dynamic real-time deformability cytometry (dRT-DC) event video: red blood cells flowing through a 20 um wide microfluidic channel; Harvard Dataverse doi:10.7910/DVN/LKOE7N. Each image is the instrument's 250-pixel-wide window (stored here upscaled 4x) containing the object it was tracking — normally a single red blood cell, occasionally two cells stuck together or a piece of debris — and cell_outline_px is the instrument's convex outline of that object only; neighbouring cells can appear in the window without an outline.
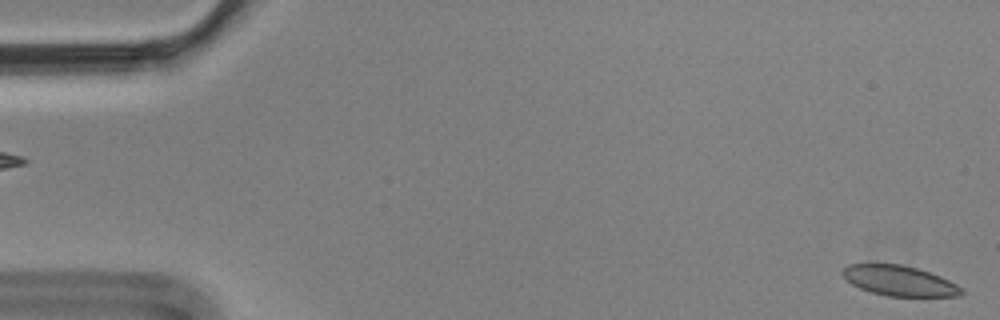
{"species": "Egyptian fruit bat (a non-hibernating species)", "species_latin": "Rousettus aegyptiacus", "temperature_condition": "cold", "stored_images_in_passage": 5, "segment_of_instrument_passage": [2, 2], "camera_frame_rate_fps": 3000, "um_per_image_px": 0.085, "animal": {"sex": "male"}, "frame": {"image": 1, "passage_image": 5, "time_ms": 1.333, "image_size_px": [1000, 320], "cell_outline_px": [[964, 292], [960, 296], [888, 296], [872, 292], [860, 288], [852, 284], [840, 272], [848, 264], [900, 264], [916, 268], [940, 276], [964, 288]], "centroid_in_image_um": [76.46, 23.86], "position_along_channel_um": 8.5, "area_um2": 20.75}}